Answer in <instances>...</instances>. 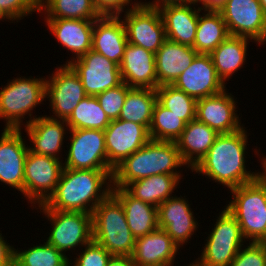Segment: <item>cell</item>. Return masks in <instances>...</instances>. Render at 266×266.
Wrapping results in <instances>:
<instances>
[{
  "instance_id": "6da1fadb",
  "label": "cell",
  "mask_w": 266,
  "mask_h": 266,
  "mask_svg": "<svg viewBox=\"0 0 266 266\" xmlns=\"http://www.w3.org/2000/svg\"><path fill=\"white\" fill-rule=\"evenodd\" d=\"M113 172L64 168L54 193L37 209L92 214L95 207L111 193Z\"/></svg>"
},
{
  "instance_id": "7a4b0ae2",
  "label": "cell",
  "mask_w": 266,
  "mask_h": 266,
  "mask_svg": "<svg viewBox=\"0 0 266 266\" xmlns=\"http://www.w3.org/2000/svg\"><path fill=\"white\" fill-rule=\"evenodd\" d=\"M243 127L233 133L219 134L206 155L191 170L202 173L229 189L257 179L261 172L246 169L247 131ZM248 170V171H247Z\"/></svg>"
},
{
  "instance_id": "3957f363",
  "label": "cell",
  "mask_w": 266,
  "mask_h": 266,
  "mask_svg": "<svg viewBox=\"0 0 266 266\" xmlns=\"http://www.w3.org/2000/svg\"><path fill=\"white\" fill-rule=\"evenodd\" d=\"M181 166L187 167L176 142L150 139L114 169L112 188H124L130 182L160 174L176 175L181 180Z\"/></svg>"
},
{
  "instance_id": "277c9868",
  "label": "cell",
  "mask_w": 266,
  "mask_h": 266,
  "mask_svg": "<svg viewBox=\"0 0 266 266\" xmlns=\"http://www.w3.org/2000/svg\"><path fill=\"white\" fill-rule=\"evenodd\" d=\"M261 159L264 172L254 181L230 189L233 199L225 207L239 223L245 241L254 243L266 238V156Z\"/></svg>"
},
{
  "instance_id": "5b68a950",
  "label": "cell",
  "mask_w": 266,
  "mask_h": 266,
  "mask_svg": "<svg viewBox=\"0 0 266 266\" xmlns=\"http://www.w3.org/2000/svg\"><path fill=\"white\" fill-rule=\"evenodd\" d=\"M93 240L112 256H132L135 237L120 201L110 193L92 212Z\"/></svg>"
},
{
  "instance_id": "8992f818",
  "label": "cell",
  "mask_w": 266,
  "mask_h": 266,
  "mask_svg": "<svg viewBox=\"0 0 266 266\" xmlns=\"http://www.w3.org/2000/svg\"><path fill=\"white\" fill-rule=\"evenodd\" d=\"M46 99V77L45 78H14L7 82L0 90V118L6 121L4 128L21 129L25 115L30 119L25 125L34 121L32 112L37 105ZM32 116V117H31Z\"/></svg>"
},
{
  "instance_id": "52a82bcc",
  "label": "cell",
  "mask_w": 266,
  "mask_h": 266,
  "mask_svg": "<svg viewBox=\"0 0 266 266\" xmlns=\"http://www.w3.org/2000/svg\"><path fill=\"white\" fill-rule=\"evenodd\" d=\"M217 218L201 256L191 262L192 266H229L244 247L245 239L235 217L224 208Z\"/></svg>"
},
{
  "instance_id": "ba28073f",
  "label": "cell",
  "mask_w": 266,
  "mask_h": 266,
  "mask_svg": "<svg viewBox=\"0 0 266 266\" xmlns=\"http://www.w3.org/2000/svg\"><path fill=\"white\" fill-rule=\"evenodd\" d=\"M52 225L46 242L57 250L81 248L93 240L92 214L59 210H40ZM81 246V247H80Z\"/></svg>"
},
{
  "instance_id": "9c48e42d",
  "label": "cell",
  "mask_w": 266,
  "mask_h": 266,
  "mask_svg": "<svg viewBox=\"0 0 266 266\" xmlns=\"http://www.w3.org/2000/svg\"><path fill=\"white\" fill-rule=\"evenodd\" d=\"M64 164L62 159L28 151L24 167V194L30 204H44L54 193Z\"/></svg>"
},
{
  "instance_id": "30bf717a",
  "label": "cell",
  "mask_w": 266,
  "mask_h": 266,
  "mask_svg": "<svg viewBox=\"0 0 266 266\" xmlns=\"http://www.w3.org/2000/svg\"><path fill=\"white\" fill-rule=\"evenodd\" d=\"M133 4V5H131ZM126 9L124 22L128 43L156 53L166 40L165 26L158 8L131 3Z\"/></svg>"
},
{
  "instance_id": "8fae6325",
  "label": "cell",
  "mask_w": 266,
  "mask_h": 266,
  "mask_svg": "<svg viewBox=\"0 0 266 266\" xmlns=\"http://www.w3.org/2000/svg\"><path fill=\"white\" fill-rule=\"evenodd\" d=\"M71 138L64 168L113 170L107 159L104 130L69 129Z\"/></svg>"
},
{
  "instance_id": "7c38bea8",
  "label": "cell",
  "mask_w": 266,
  "mask_h": 266,
  "mask_svg": "<svg viewBox=\"0 0 266 266\" xmlns=\"http://www.w3.org/2000/svg\"><path fill=\"white\" fill-rule=\"evenodd\" d=\"M230 36L247 37L266 43V14L259 0H227L219 10Z\"/></svg>"
},
{
  "instance_id": "4fadbf2b",
  "label": "cell",
  "mask_w": 266,
  "mask_h": 266,
  "mask_svg": "<svg viewBox=\"0 0 266 266\" xmlns=\"http://www.w3.org/2000/svg\"><path fill=\"white\" fill-rule=\"evenodd\" d=\"M66 65L79 76L89 96H96L123 82L120 67L92 49L78 59L67 60Z\"/></svg>"
},
{
  "instance_id": "5bb4252c",
  "label": "cell",
  "mask_w": 266,
  "mask_h": 266,
  "mask_svg": "<svg viewBox=\"0 0 266 266\" xmlns=\"http://www.w3.org/2000/svg\"><path fill=\"white\" fill-rule=\"evenodd\" d=\"M56 69L50 78H46V98H49L54 114L51 118L66 120L87 94L79 76L69 65L63 64Z\"/></svg>"
},
{
  "instance_id": "9a60e30c",
  "label": "cell",
  "mask_w": 266,
  "mask_h": 266,
  "mask_svg": "<svg viewBox=\"0 0 266 266\" xmlns=\"http://www.w3.org/2000/svg\"><path fill=\"white\" fill-rule=\"evenodd\" d=\"M104 133L108 164L113 170L150 140L144 125L120 119L112 120Z\"/></svg>"
},
{
  "instance_id": "2e32d148",
  "label": "cell",
  "mask_w": 266,
  "mask_h": 266,
  "mask_svg": "<svg viewBox=\"0 0 266 266\" xmlns=\"http://www.w3.org/2000/svg\"><path fill=\"white\" fill-rule=\"evenodd\" d=\"M172 85L196 100L219 94L226 88L210 54H198Z\"/></svg>"
},
{
  "instance_id": "e0dca14e",
  "label": "cell",
  "mask_w": 266,
  "mask_h": 266,
  "mask_svg": "<svg viewBox=\"0 0 266 266\" xmlns=\"http://www.w3.org/2000/svg\"><path fill=\"white\" fill-rule=\"evenodd\" d=\"M0 137V182L24 192V167L29 146L21 129L3 128Z\"/></svg>"
},
{
  "instance_id": "ac0fdd59",
  "label": "cell",
  "mask_w": 266,
  "mask_h": 266,
  "mask_svg": "<svg viewBox=\"0 0 266 266\" xmlns=\"http://www.w3.org/2000/svg\"><path fill=\"white\" fill-rule=\"evenodd\" d=\"M198 99L196 119L203 122L219 134L233 133L243 128L236 110V99L228 91Z\"/></svg>"
},
{
  "instance_id": "d6986e66",
  "label": "cell",
  "mask_w": 266,
  "mask_h": 266,
  "mask_svg": "<svg viewBox=\"0 0 266 266\" xmlns=\"http://www.w3.org/2000/svg\"><path fill=\"white\" fill-rule=\"evenodd\" d=\"M180 197L174 195L158 206V227L163 229L179 248L192 238L198 228L188 200Z\"/></svg>"
},
{
  "instance_id": "ffe728a7",
  "label": "cell",
  "mask_w": 266,
  "mask_h": 266,
  "mask_svg": "<svg viewBox=\"0 0 266 266\" xmlns=\"http://www.w3.org/2000/svg\"><path fill=\"white\" fill-rule=\"evenodd\" d=\"M119 67L122 81L129 87L157 89L155 53L127 43Z\"/></svg>"
},
{
  "instance_id": "44dd1931",
  "label": "cell",
  "mask_w": 266,
  "mask_h": 266,
  "mask_svg": "<svg viewBox=\"0 0 266 266\" xmlns=\"http://www.w3.org/2000/svg\"><path fill=\"white\" fill-rule=\"evenodd\" d=\"M121 14L102 15L94 21L92 50L102 54L120 66L124 49L128 43L126 29Z\"/></svg>"
},
{
  "instance_id": "7402d4cb",
  "label": "cell",
  "mask_w": 266,
  "mask_h": 266,
  "mask_svg": "<svg viewBox=\"0 0 266 266\" xmlns=\"http://www.w3.org/2000/svg\"><path fill=\"white\" fill-rule=\"evenodd\" d=\"M179 249L172 238L158 228L135 238L132 259L136 266H173Z\"/></svg>"
},
{
  "instance_id": "603a6c76",
  "label": "cell",
  "mask_w": 266,
  "mask_h": 266,
  "mask_svg": "<svg viewBox=\"0 0 266 266\" xmlns=\"http://www.w3.org/2000/svg\"><path fill=\"white\" fill-rule=\"evenodd\" d=\"M195 5L198 6L197 3L167 4L158 8L164 22L166 39L188 46L194 45L198 17L203 10Z\"/></svg>"
},
{
  "instance_id": "cb8c5ba5",
  "label": "cell",
  "mask_w": 266,
  "mask_h": 266,
  "mask_svg": "<svg viewBox=\"0 0 266 266\" xmlns=\"http://www.w3.org/2000/svg\"><path fill=\"white\" fill-rule=\"evenodd\" d=\"M25 127V132L30 138L28 140L33 144L29 146L30 151L60 159L59 152L63 147L65 134L68 133L66 131L69 129L65 120L44 115L37 117Z\"/></svg>"
},
{
  "instance_id": "d4e9b609",
  "label": "cell",
  "mask_w": 266,
  "mask_h": 266,
  "mask_svg": "<svg viewBox=\"0 0 266 266\" xmlns=\"http://www.w3.org/2000/svg\"><path fill=\"white\" fill-rule=\"evenodd\" d=\"M198 55L192 47L166 39L155 53L157 88L172 85Z\"/></svg>"
},
{
  "instance_id": "484cf974",
  "label": "cell",
  "mask_w": 266,
  "mask_h": 266,
  "mask_svg": "<svg viewBox=\"0 0 266 266\" xmlns=\"http://www.w3.org/2000/svg\"><path fill=\"white\" fill-rule=\"evenodd\" d=\"M51 34L64 49L74 53L78 59L92 49V33L95 20L81 19H44Z\"/></svg>"
},
{
  "instance_id": "4316f807",
  "label": "cell",
  "mask_w": 266,
  "mask_h": 266,
  "mask_svg": "<svg viewBox=\"0 0 266 266\" xmlns=\"http://www.w3.org/2000/svg\"><path fill=\"white\" fill-rule=\"evenodd\" d=\"M219 133L194 119L186 124L180 137L175 141L183 162L193 169L206 155Z\"/></svg>"
},
{
  "instance_id": "83f0119b",
  "label": "cell",
  "mask_w": 266,
  "mask_h": 266,
  "mask_svg": "<svg viewBox=\"0 0 266 266\" xmlns=\"http://www.w3.org/2000/svg\"><path fill=\"white\" fill-rule=\"evenodd\" d=\"M111 193L124 208L126 221L135 238L158 229V208L131 196L124 188H112Z\"/></svg>"
},
{
  "instance_id": "f1b7e54d",
  "label": "cell",
  "mask_w": 266,
  "mask_h": 266,
  "mask_svg": "<svg viewBox=\"0 0 266 266\" xmlns=\"http://www.w3.org/2000/svg\"><path fill=\"white\" fill-rule=\"evenodd\" d=\"M249 41L252 42V39L229 36L210 54L216 72L224 84L235 72H238V69L243 68L247 58Z\"/></svg>"
},
{
  "instance_id": "f546056e",
  "label": "cell",
  "mask_w": 266,
  "mask_h": 266,
  "mask_svg": "<svg viewBox=\"0 0 266 266\" xmlns=\"http://www.w3.org/2000/svg\"><path fill=\"white\" fill-rule=\"evenodd\" d=\"M180 179L176 175L160 174L128 183L124 189L134 198L158 208L168 198L173 197Z\"/></svg>"
},
{
  "instance_id": "4dcf8cb0",
  "label": "cell",
  "mask_w": 266,
  "mask_h": 266,
  "mask_svg": "<svg viewBox=\"0 0 266 266\" xmlns=\"http://www.w3.org/2000/svg\"><path fill=\"white\" fill-rule=\"evenodd\" d=\"M199 14L194 45L198 54H211L230 34L219 11L204 10Z\"/></svg>"
},
{
  "instance_id": "1f68e13d",
  "label": "cell",
  "mask_w": 266,
  "mask_h": 266,
  "mask_svg": "<svg viewBox=\"0 0 266 266\" xmlns=\"http://www.w3.org/2000/svg\"><path fill=\"white\" fill-rule=\"evenodd\" d=\"M156 101L155 89L131 87L118 119L144 125L149 130Z\"/></svg>"
},
{
  "instance_id": "d6a6232c",
  "label": "cell",
  "mask_w": 266,
  "mask_h": 266,
  "mask_svg": "<svg viewBox=\"0 0 266 266\" xmlns=\"http://www.w3.org/2000/svg\"><path fill=\"white\" fill-rule=\"evenodd\" d=\"M46 19L96 20L102 15L93 0H45L39 6V13Z\"/></svg>"
},
{
  "instance_id": "836d02e7",
  "label": "cell",
  "mask_w": 266,
  "mask_h": 266,
  "mask_svg": "<svg viewBox=\"0 0 266 266\" xmlns=\"http://www.w3.org/2000/svg\"><path fill=\"white\" fill-rule=\"evenodd\" d=\"M69 129L105 130L110 120L100 106L96 96L87 95L65 120Z\"/></svg>"
},
{
  "instance_id": "e575fe53",
  "label": "cell",
  "mask_w": 266,
  "mask_h": 266,
  "mask_svg": "<svg viewBox=\"0 0 266 266\" xmlns=\"http://www.w3.org/2000/svg\"><path fill=\"white\" fill-rule=\"evenodd\" d=\"M69 257L47 242L28 250L14 248L13 266H70Z\"/></svg>"
},
{
  "instance_id": "d590c367",
  "label": "cell",
  "mask_w": 266,
  "mask_h": 266,
  "mask_svg": "<svg viewBox=\"0 0 266 266\" xmlns=\"http://www.w3.org/2000/svg\"><path fill=\"white\" fill-rule=\"evenodd\" d=\"M186 124L178 115H175L156 101L149 128L150 139L175 142L185 129Z\"/></svg>"
},
{
  "instance_id": "8d00e7d4",
  "label": "cell",
  "mask_w": 266,
  "mask_h": 266,
  "mask_svg": "<svg viewBox=\"0 0 266 266\" xmlns=\"http://www.w3.org/2000/svg\"><path fill=\"white\" fill-rule=\"evenodd\" d=\"M157 101L186 123L196 119L197 100L173 85H162L156 89Z\"/></svg>"
},
{
  "instance_id": "74e56055",
  "label": "cell",
  "mask_w": 266,
  "mask_h": 266,
  "mask_svg": "<svg viewBox=\"0 0 266 266\" xmlns=\"http://www.w3.org/2000/svg\"><path fill=\"white\" fill-rule=\"evenodd\" d=\"M130 88L126 83L122 82L120 85L96 95L100 106L110 121L119 118Z\"/></svg>"
},
{
  "instance_id": "f35d334b",
  "label": "cell",
  "mask_w": 266,
  "mask_h": 266,
  "mask_svg": "<svg viewBox=\"0 0 266 266\" xmlns=\"http://www.w3.org/2000/svg\"><path fill=\"white\" fill-rule=\"evenodd\" d=\"M35 11L39 12V7L32 0H0L1 21L8 19V22H18Z\"/></svg>"
},
{
  "instance_id": "ab89813d",
  "label": "cell",
  "mask_w": 266,
  "mask_h": 266,
  "mask_svg": "<svg viewBox=\"0 0 266 266\" xmlns=\"http://www.w3.org/2000/svg\"><path fill=\"white\" fill-rule=\"evenodd\" d=\"M240 248L229 266H266V244L249 242Z\"/></svg>"
},
{
  "instance_id": "60d3db41",
  "label": "cell",
  "mask_w": 266,
  "mask_h": 266,
  "mask_svg": "<svg viewBox=\"0 0 266 266\" xmlns=\"http://www.w3.org/2000/svg\"><path fill=\"white\" fill-rule=\"evenodd\" d=\"M84 247V251H80L77 255L78 257L74 258V262H70V264H74L71 266H106L108 260L112 256L104 247L94 240Z\"/></svg>"
},
{
  "instance_id": "b9f144b4",
  "label": "cell",
  "mask_w": 266,
  "mask_h": 266,
  "mask_svg": "<svg viewBox=\"0 0 266 266\" xmlns=\"http://www.w3.org/2000/svg\"><path fill=\"white\" fill-rule=\"evenodd\" d=\"M101 15L119 16L132 0H93Z\"/></svg>"
},
{
  "instance_id": "7bdbcfd3",
  "label": "cell",
  "mask_w": 266,
  "mask_h": 266,
  "mask_svg": "<svg viewBox=\"0 0 266 266\" xmlns=\"http://www.w3.org/2000/svg\"><path fill=\"white\" fill-rule=\"evenodd\" d=\"M0 233V266H13L14 247Z\"/></svg>"
},
{
  "instance_id": "ee69618b",
  "label": "cell",
  "mask_w": 266,
  "mask_h": 266,
  "mask_svg": "<svg viewBox=\"0 0 266 266\" xmlns=\"http://www.w3.org/2000/svg\"><path fill=\"white\" fill-rule=\"evenodd\" d=\"M138 2L147 7L159 8L167 4H198L199 0H153L152 2Z\"/></svg>"
},
{
  "instance_id": "f6af8a7d",
  "label": "cell",
  "mask_w": 266,
  "mask_h": 266,
  "mask_svg": "<svg viewBox=\"0 0 266 266\" xmlns=\"http://www.w3.org/2000/svg\"><path fill=\"white\" fill-rule=\"evenodd\" d=\"M106 266H136L132 256H111Z\"/></svg>"
},
{
  "instance_id": "bcb514c9",
  "label": "cell",
  "mask_w": 266,
  "mask_h": 266,
  "mask_svg": "<svg viewBox=\"0 0 266 266\" xmlns=\"http://www.w3.org/2000/svg\"><path fill=\"white\" fill-rule=\"evenodd\" d=\"M227 0H199V4H202L203 10L219 11L220 8L226 3Z\"/></svg>"
},
{
  "instance_id": "7dc6e473",
  "label": "cell",
  "mask_w": 266,
  "mask_h": 266,
  "mask_svg": "<svg viewBox=\"0 0 266 266\" xmlns=\"http://www.w3.org/2000/svg\"><path fill=\"white\" fill-rule=\"evenodd\" d=\"M259 2H260L261 6H262V8L266 14V0H259Z\"/></svg>"
},
{
  "instance_id": "c3c4849f",
  "label": "cell",
  "mask_w": 266,
  "mask_h": 266,
  "mask_svg": "<svg viewBox=\"0 0 266 266\" xmlns=\"http://www.w3.org/2000/svg\"><path fill=\"white\" fill-rule=\"evenodd\" d=\"M38 7L45 1V0H32Z\"/></svg>"
},
{
  "instance_id": "681fc988",
  "label": "cell",
  "mask_w": 266,
  "mask_h": 266,
  "mask_svg": "<svg viewBox=\"0 0 266 266\" xmlns=\"http://www.w3.org/2000/svg\"><path fill=\"white\" fill-rule=\"evenodd\" d=\"M261 243H264V244H266V238L261 242Z\"/></svg>"
}]
</instances>
